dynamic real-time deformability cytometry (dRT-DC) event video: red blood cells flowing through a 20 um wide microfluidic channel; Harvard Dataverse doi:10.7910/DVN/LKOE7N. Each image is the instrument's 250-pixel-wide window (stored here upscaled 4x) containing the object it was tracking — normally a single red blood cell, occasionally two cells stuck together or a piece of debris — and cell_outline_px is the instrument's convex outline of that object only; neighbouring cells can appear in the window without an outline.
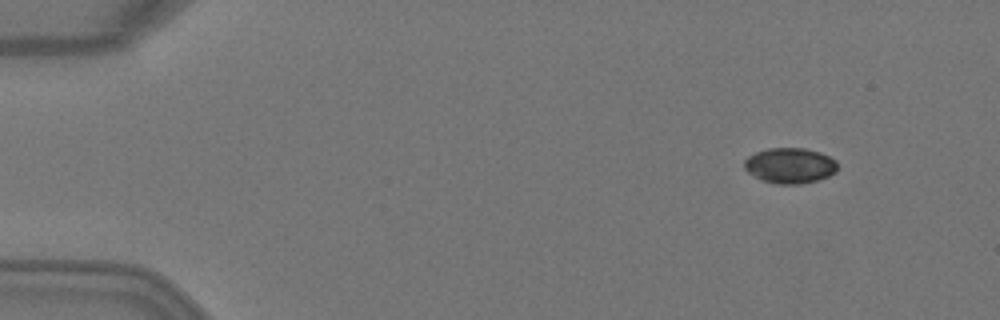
{"species": "Egyptian fruit bat (a non-hibernating species)", "species_latin": "Rousettus aegyptiacus", "temperature_condition": "warm", "stored_images_in_passage": 6, "camera_frame_rate_fps": 3000, "um_per_image_px": 0.085, "animal": {"sex": "female"}, "frame": {"image": 1, "passage_image": 2, "time_ms": 0.333, "image_size_px": [1000, 320], "cell_outline_px": [[836, 172], [828, 176], [816, 180], [800, 184], [776, 184], [760, 180], [748, 172], [744, 168], [744, 160], [748, 156], [756, 152], [768, 148], [804, 148], [820, 152], [836, 160]], "centroid_in_image_um": [67.12, 14.07], "position_along_channel_um": 17.9, "area_um2": 19.31}}